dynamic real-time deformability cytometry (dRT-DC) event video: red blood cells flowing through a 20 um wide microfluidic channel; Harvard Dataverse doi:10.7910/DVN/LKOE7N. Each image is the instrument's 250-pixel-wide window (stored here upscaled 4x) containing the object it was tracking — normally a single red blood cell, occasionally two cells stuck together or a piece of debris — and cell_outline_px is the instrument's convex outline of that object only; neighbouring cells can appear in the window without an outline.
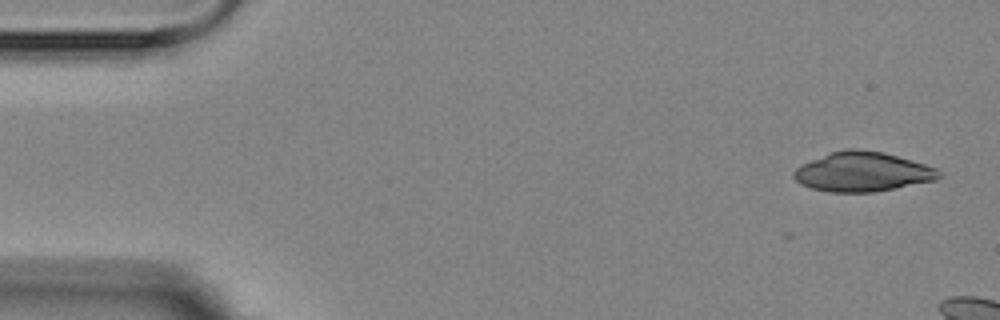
{"species": "Egyptian fruit bat (a non-hibernating species)", "species_latin": "Rousettus aegyptiacus", "temperature_condition": "room temperature", "stored_images_in_passage": 3, "camera_frame_rate_fps": 3000, "um_per_image_px": 0.085, "animal": {"sex": "female"}, "frame": {"image": 1, "passage_image": 1, "time_ms": 0.0, "image_size_px": [1000, 320], "cell_outline_px": [[940, 176], [936, 180], [896, 188], [872, 192], [828, 192], [812, 188], [800, 184], [792, 176], [792, 172], [800, 164], [828, 152], [848, 148], [856, 148], [884, 152], [924, 164], [936, 168], [940, 172]], "centroid_in_image_um": [73.26, 14.59], "position_along_channel_um": 11.7, "area_um2": 33.58}}